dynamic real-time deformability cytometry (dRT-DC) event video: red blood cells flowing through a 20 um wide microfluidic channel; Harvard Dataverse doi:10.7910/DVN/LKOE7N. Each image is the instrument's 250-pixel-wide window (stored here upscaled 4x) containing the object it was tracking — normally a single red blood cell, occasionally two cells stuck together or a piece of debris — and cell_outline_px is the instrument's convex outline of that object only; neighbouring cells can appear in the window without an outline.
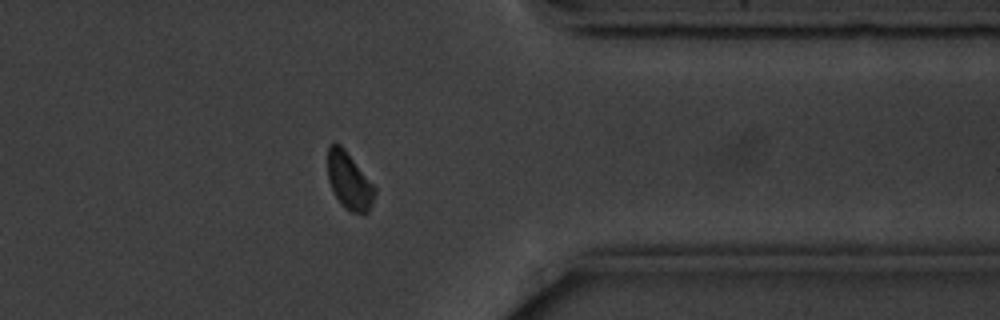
{"species": "common noctule bat (a hibernating species)", "species_latin": "Nyctalus noctula", "temperature_condition": "cold", "stored_images_in_passage": 15, "camera_frame_rate_fps": 3000, "um_per_image_px": 0.085, "animal": {"sex": "male", "body_mass_g": 20.1, "forearm_length_mm": 53.5}, "frame": {"image": 1, "passage_image": 13, "time_ms": 14.667, "image_size_px": [1000, 320], "cell_outline_px": [[376, 192], [372, 204], [368, 212], [348, 212], [340, 204], [328, 180], [328, 144], [336, 140], [344, 148], [376, 188]], "centroid_in_image_um": [29.66, 15.35], "position_along_channel_um": 381.7, "area_um2": 15.66}}
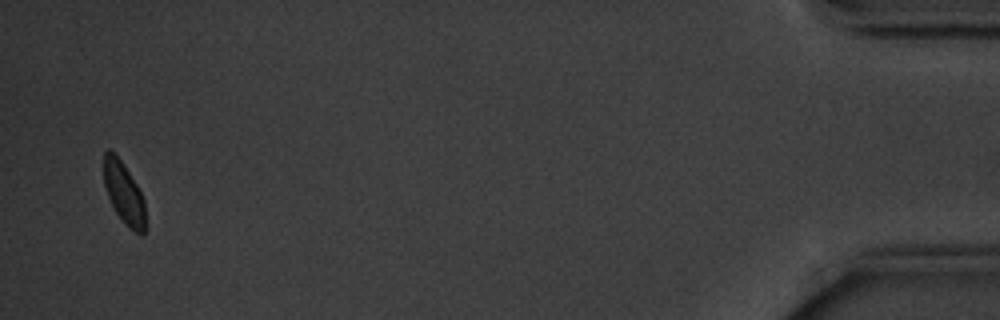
{"frame": {"image": 2, "passage_image": 15, "time_ms": 18.0, "image_size_px": [1000, 320], "cell_outline_px": [[148, 228], [140, 236], [128, 228], [124, 224], [116, 212], [108, 196], [104, 184], [104, 152], [108, 148], [120, 160], [136, 184], [144, 200], [148, 224]], "centroid_in_image_um": [10.58, 16.52], "position_along_channel_um": 424.6, "area_um2": 15.14}, "authors_computed_cell_mechanics": {"area_um2": 16.762, "velocity_mm_per_s": 3.5371, "shape_relaxation_time_tau1_ms": 0.6877, "shape_relaxation_time_tau2_ms": null, "deformation_change_tau1": 0.0418, "deformation_change_tau2": null}}